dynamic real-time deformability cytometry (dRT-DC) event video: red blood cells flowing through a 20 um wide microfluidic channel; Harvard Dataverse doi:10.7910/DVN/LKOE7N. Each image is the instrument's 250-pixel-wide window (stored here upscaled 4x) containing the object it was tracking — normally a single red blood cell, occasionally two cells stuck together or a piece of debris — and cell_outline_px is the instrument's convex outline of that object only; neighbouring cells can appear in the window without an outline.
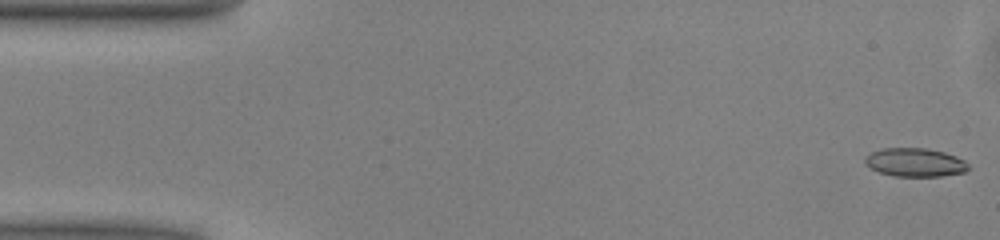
{"species": "common noctule bat (a hibernating species)", "species_latin": "Nyctalus noctula", "temperature_condition": "warm", "stored_images_in_passage": 50, "camera_frame_rate_fps": 3000, "um_per_image_px": 0.085, "animal": {"sex": "male", "body_mass_g": 13.0, "forearm_length_mm": 53.1}, "frame": {"image": 1, "passage_image": 1, "time_ms": 0.0, "image_size_px": [1000, 240], "cell_outline_px": [[968, 168], [964, 172], [940, 176], [896, 176], [880, 172], [864, 164], [864, 156], [872, 152], [884, 148], [928, 148], [944, 152], [956, 156], [964, 160], [968, 164]], "centroid_in_image_um": [77.77, 13.79], "position_along_channel_um": 7.2, "area_um2": 17.11}}
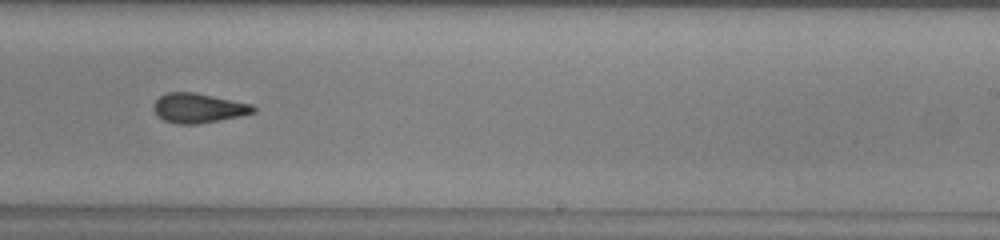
{"frame": {"image": 2, "passage_image": 30, "time_ms": 9.667, "image_size_px": [1000, 240], "cell_outline_px": [[256, 112], [240, 116], [220, 120], [196, 124], [176, 124], [164, 120], [156, 116], [152, 108], [156, 100], [164, 92], [196, 92], [252, 104], [256, 108]], "centroid_in_image_um": [16.84, 9.18], "position_along_channel_um": 272.2, "area_um2": 17.4}}
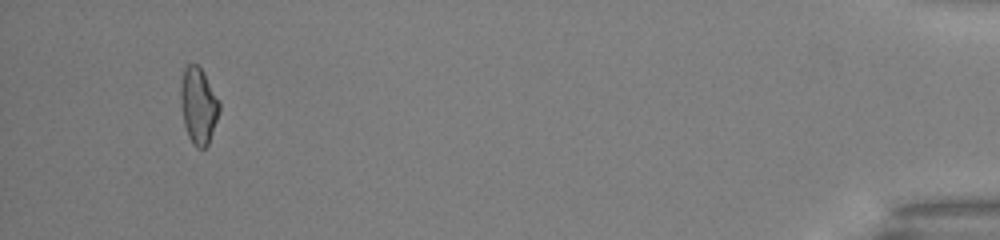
{"frame": {"image": 3, "passage_image": 47, "time_ms": 15.333, "image_size_px": [1000, 240], "cell_outline_px": [[220, 108], [208, 144], [204, 148], [196, 148], [192, 144], [188, 136], [184, 124], [180, 104], [180, 84], [184, 68], [188, 64], [196, 64], [200, 68], [220, 104]], "centroid_in_image_um": [16.82, 9.0], "position_along_channel_um": 418.4, "area_um2": 16.88}, "authors_computed_cell_mechanics": {"area_um2": 17.34, "velocity_mm_per_s": 4.0775, "shape_relaxation_time_tau1_ms": 3.5267, "shape_relaxation_time_tau2_ms": 2.5313, "deformation_change_tau1": 0.1237, "deformation_change_tau2": 0.0684}}